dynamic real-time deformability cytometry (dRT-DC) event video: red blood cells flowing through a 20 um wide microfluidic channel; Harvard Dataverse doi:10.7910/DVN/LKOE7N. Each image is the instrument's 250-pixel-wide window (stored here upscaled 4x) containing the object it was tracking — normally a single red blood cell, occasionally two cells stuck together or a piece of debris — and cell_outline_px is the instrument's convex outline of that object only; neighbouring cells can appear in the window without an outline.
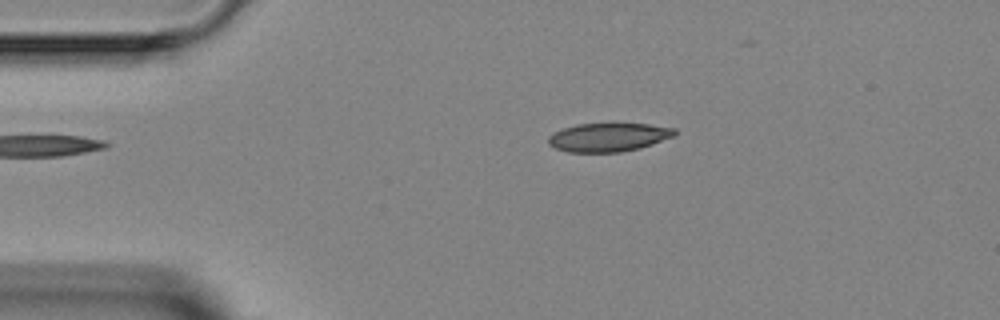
{"species": "Egyptian fruit bat (a non-hibernating species)", "species_latin": "Rousettus aegyptiacus", "temperature_condition": "room temperature", "stored_images_in_passage": 4, "camera_frame_rate_fps": 3000, "um_per_image_px": 0.085, "animal": {"sex": "female"}, "frame": {"image": 1, "passage_image": 3, "time_ms": 2.333, "image_size_px": [1000, 320], "cell_outline_px": [[676, 136], [640, 148], [620, 152], [568, 152], [556, 148], [548, 144], [548, 136], [552, 132], [576, 124], [608, 120], [612, 120], [648, 124], [676, 128]], "centroid_in_image_um": [51.74, 11.6], "position_along_channel_um": 33.3, "area_um2": 22.2}}